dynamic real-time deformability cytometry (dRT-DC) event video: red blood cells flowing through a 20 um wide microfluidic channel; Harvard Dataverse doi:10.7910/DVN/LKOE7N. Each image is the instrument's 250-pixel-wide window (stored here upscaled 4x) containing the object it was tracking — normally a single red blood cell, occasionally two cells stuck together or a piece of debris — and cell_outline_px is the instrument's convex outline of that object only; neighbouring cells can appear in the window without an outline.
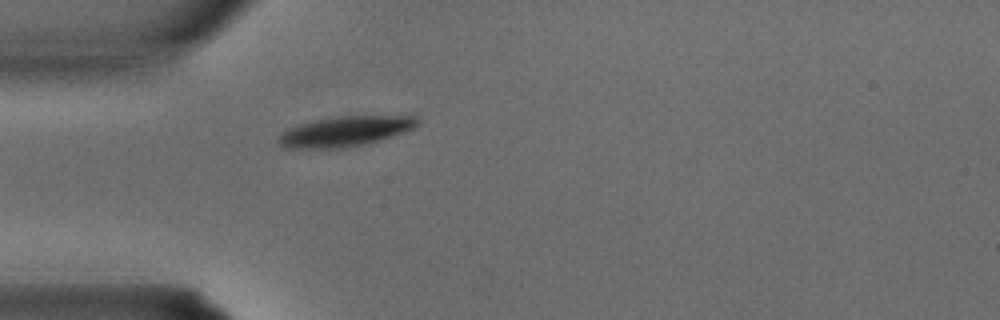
{"species": "common noctule bat (a hibernating species)", "species_latin": "Nyctalus noctula", "temperature_condition": "warm", "stored_images_in_passage": 26, "camera_frame_rate_fps": 3000, "um_per_image_px": 0.085, "animal": {"sex": "male", "body_mass_g": 15.6}, "frame": {"image": 1, "passage_image": 1, "time_ms": 0.0, "image_size_px": [1000, 320], "cell_outline_px": [[420, 120], [412, 128], [392, 136], [380, 140], [340, 148], [288, 148], [280, 144], [280, 136], [288, 128], [300, 124], [336, 116], [416, 112], [420, 116]], "centroid_in_image_um": [29.55, 11.08], "position_along_channel_um": 55.4, "area_um2": 24.91}}
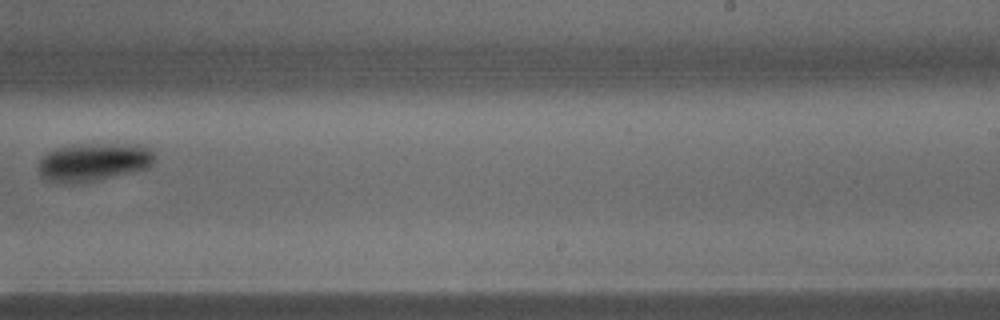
{"frame": {"image": 2, "passage_image": 13, "time_ms": 4.0, "image_size_px": [1000, 320], "cell_outline_px": [[156, 156], [152, 164], [148, 168], [100, 180], [64, 184], [56, 184], [44, 180], [40, 172], [40, 160], [48, 152], [56, 148], [72, 144], [136, 144], [152, 148]], "centroid_in_image_um": [7.98, 13.78], "position_along_channel_um": 281.0, "area_um2": 26.18}}
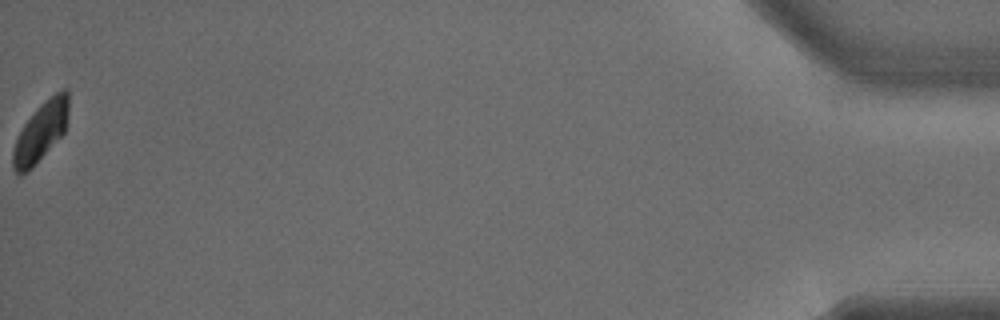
{"frame": {"image": 3, "passage_image": 26, "time_ms": 8.333, "image_size_px": [1000, 320], "cell_outline_px": [[68, 112], [64, 132], [32, 168], [28, 172], [20, 176], [16, 176], [12, 168], [12, 152], [16, 140], [24, 124], [36, 108], [40, 104], [56, 92], [64, 88], [68, 88]], "centroid_in_image_um": [3.43, 11.23], "position_along_channel_um": 431.8, "area_um2": 19.19}}